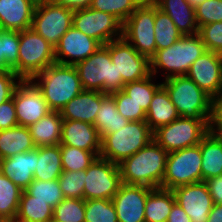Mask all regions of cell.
<instances>
[{
  "mask_svg": "<svg viewBox=\"0 0 222 222\" xmlns=\"http://www.w3.org/2000/svg\"><path fill=\"white\" fill-rule=\"evenodd\" d=\"M53 222H85V200L65 198L53 208Z\"/></svg>",
  "mask_w": 222,
  "mask_h": 222,
  "instance_id": "74e56055",
  "label": "cell"
},
{
  "mask_svg": "<svg viewBox=\"0 0 222 222\" xmlns=\"http://www.w3.org/2000/svg\"><path fill=\"white\" fill-rule=\"evenodd\" d=\"M208 123L209 132L222 134V92L211 98V114Z\"/></svg>",
  "mask_w": 222,
  "mask_h": 222,
  "instance_id": "7dc6e473",
  "label": "cell"
},
{
  "mask_svg": "<svg viewBox=\"0 0 222 222\" xmlns=\"http://www.w3.org/2000/svg\"><path fill=\"white\" fill-rule=\"evenodd\" d=\"M20 80L13 71H0V104L12 98Z\"/></svg>",
  "mask_w": 222,
  "mask_h": 222,
  "instance_id": "bcb514c9",
  "label": "cell"
},
{
  "mask_svg": "<svg viewBox=\"0 0 222 222\" xmlns=\"http://www.w3.org/2000/svg\"><path fill=\"white\" fill-rule=\"evenodd\" d=\"M0 71H13L12 68L5 62L4 56H0Z\"/></svg>",
  "mask_w": 222,
  "mask_h": 222,
  "instance_id": "db71d44e",
  "label": "cell"
},
{
  "mask_svg": "<svg viewBox=\"0 0 222 222\" xmlns=\"http://www.w3.org/2000/svg\"><path fill=\"white\" fill-rule=\"evenodd\" d=\"M209 133L206 119L179 117L153 131V140L168 153L200 144Z\"/></svg>",
  "mask_w": 222,
  "mask_h": 222,
  "instance_id": "ba28073f",
  "label": "cell"
},
{
  "mask_svg": "<svg viewBox=\"0 0 222 222\" xmlns=\"http://www.w3.org/2000/svg\"><path fill=\"white\" fill-rule=\"evenodd\" d=\"M211 98L222 92V54L205 51L186 74Z\"/></svg>",
  "mask_w": 222,
  "mask_h": 222,
  "instance_id": "2e32d148",
  "label": "cell"
},
{
  "mask_svg": "<svg viewBox=\"0 0 222 222\" xmlns=\"http://www.w3.org/2000/svg\"><path fill=\"white\" fill-rule=\"evenodd\" d=\"M154 31L156 50L168 48L183 36L169 15L161 11L156 4Z\"/></svg>",
  "mask_w": 222,
  "mask_h": 222,
  "instance_id": "836d02e7",
  "label": "cell"
},
{
  "mask_svg": "<svg viewBox=\"0 0 222 222\" xmlns=\"http://www.w3.org/2000/svg\"><path fill=\"white\" fill-rule=\"evenodd\" d=\"M83 199H112L122 185L119 166L100 156L84 175Z\"/></svg>",
  "mask_w": 222,
  "mask_h": 222,
  "instance_id": "7c38bea8",
  "label": "cell"
},
{
  "mask_svg": "<svg viewBox=\"0 0 222 222\" xmlns=\"http://www.w3.org/2000/svg\"><path fill=\"white\" fill-rule=\"evenodd\" d=\"M153 140V131L145 120L129 121L118 131L101 139L100 157L119 165Z\"/></svg>",
  "mask_w": 222,
  "mask_h": 222,
  "instance_id": "5b68a950",
  "label": "cell"
},
{
  "mask_svg": "<svg viewBox=\"0 0 222 222\" xmlns=\"http://www.w3.org/2000/svg\"><path fill=\"white\" fill-rule=\"evenodd\" d=\"M63 119L59 111H51L29 127L36 147L59 145Z\"/></svg>",
  "mask_w": 222,
  "mask_h": 222,
  "instance_id": "484cf974",
  "label": "cell"
},
{
  "mask_svg": "<svg viewBox=\"0 0 222 222\" xmlns=\"http://www.w3.org/2000/svg\"><path fill=\"white\" fill-rule=\"evenodd\" d=\"M0 222H11L9 219H0Z\"/></svg>",
  "mask_w": 222,
  "mask_h": 222,
  "instance_id": "9f6ffc18",
  "label": "cell"
},
{
  "mask_svg": "<svg viewBox=\"0 0 222 222\" xmlns=\"http://www.w3.org/2000/svg\"><path fill=\"white\" fill-rule=\"evenodd\" d=\"M85 222H118L112 200H85Z\"/></svg>",
  "mask_w": 222,
  "mask_h": 222,
  "instance_id": "ab89813d",
  "label": "cell"
},
{
  "mask_svg": "<svg viewBox=\"0 0 222 222\" xmlns=\"http://www.w3.org/2000/svg\"><path fill=\"white\" fill-rule=\"evenodd\" d=\"M84 175L86 170L62 172L58 181L65 198L83 199Z\"/></svg>",
  "mask_w": 222,
  "mask_h": 222,
  "instance_id": "b9f144b4",
  "label": "cell"
},
{
  "mask_svg": "<svg viewBox=\"0 0 222 222\" xmlns=\"http://www.w3.org/2000/svg\"><path fill=\"white\" fill-rule=\"evenodd\" d=\"M51 1L57 5L67 7L75 11L90 7L93 0H51Z\"/></svg>",
  "mask_w": 222,
  "mask_h": 222,
  "instance_id": "816d5d0a",
  "label": "cell"
},
{
  "mask_svg": "<svg viewBox=\"0 0 222 222\" xmlns=\"http://www.w3.org/2000/svg\"><path fill=\"white\" fill-rule=\"evenodd\" d=\"M168 152L154 140L118 166L122 183L160 188Z\"/></svg>",
  "mask_w": 222,
  "mask_h": 222,
  "instance_id": "6da1fadb",
  "label": "cell"
},
{
  "mask_svg": "<svg viewBox=\"0 0 222 222\" xmlns=\"http://www.w3.org/2000/svg\"><path fill=\"white\" fill-rule=\"evenodd\" d=\"M100 46L101 44L97 40L72 26L55 46V62L75 65L94 54ZM65 57L72 60H66Z\"/></svg>",
  "mask_w": 222,
  "mask_h": 222,
  "instance_id": "d6986e66",
  "label": "cell"
},
{
  "mask_svg": "<svg viewBox=\"0 0 222 222\" xmlns=\"http://www.w3.org/2000/svg\"><path fill=\"white\" fill-rule=\"evenodd\" d=\"M143 0H93L91 8L112 14L124 23Z\"/></svg>",
  "mask_w": 222,
  "mask_h": 222,
  "instance_id": "f35d334b",
  "label": "cell"
},
{
  "mask_svg": "<svg viewBox=\"0 0 222 222\" xmlns=\"http://www.w3.org/2000/svg\"><path fill=\"white\" fill-rule=\"evenodd\" d=\"M60 145L101 152V137L93 124L78 120H63Z\"/></svg>",
  "mask_w": 222,
  "mask_h": 222,
  "instance_id": "ffe728a7",
  "label": "cell"
},
{
  "mask_svg": "<svg viewBox=\"0 0 222 222\" xmlns=\"http://www.w3.org/2000/svg\"><path fill=\"white\" fill-rule=\"evenodd\" d=\"M18 126L13 97L0 104V131Z\"/></svg>",
  "mask_w": 222,
  "mask_h": 222,
  "instance_id": "c3c4849f",
  "label": "cell"
},
{
  "mask_svg": "<svg viewBox=\"0 0 222 222\" xmlns=\"http://www.w3.org/2000/svg\"><path fill=\"white\" fill-rule=\"evenodd\" d=\"M195 18L198 28L206 24L222 22V0H205L195 8Z\"/></svg>",
  "mask_w": 222,
  "mask_h": 222,
  "instance_id": "ee69618b",
  "label": "cell"
},
{
  "mask_svg": "<svg viewBox=\"0 0 222 222\" xmlns=\"http://www.w3.org/2000/svg\"><path fill=\"white\" fill-rule=\"evenodd\" d=\"M152 77L153 75L150 74L144 79L126 83L122 89V91L140 105L145 112L149 109L153 95L162 86V83H152Z\"/></svg>",
  "mask_w": 222,
  "mask_h": 222,
  "instance_id": "d590c367",
  "label": "cell"
},
{
  "mask_svg": "<svg viewBox=\"0 0 222 222\" xmlns=\"http://www.w3.org/2000/svg\"><path fill=\"white\" fill-rule=\"evenodd\" d=\"M166 222H191V219L183 208L175 202Z\"/></svg>",
  "mask_w": 222,
  "mask_h": 222,
  "instance_id": "f907efd6",
  "label": "cell"
},
{
  "mask_svg": "<svg viewBox=\"0 0 222 222\" xmlns=\"http://www.w3.org/2000/svg\"><path fill=\"white\" fill-rule=\"evenodd\" d=\"M83 90L100 91L112 94L123 89L125 83L118 76L115 63H112L109 49L101 45L87 59L74 65Z\"/></svg>",
  "mask_w": 222,
  "mask_h": 222,
  "instance_id": "277c9868",
  "label": "cell"
},
{
  "mask_svg": "<svg viewBox=\"0 0 222 222\" xmlns=\"http://www.w3.org/2000/svg\"><path fill=\"white\" fill-rule=\"evenodd\" d=\"M53 208L45 201L34 200L25 190L22 191L17 210L16 221L19 222H51Z\"/></svg>",
  "mask_w": 222,
  "mask_h": 222,
  "instance_id": "1f68e13d",
  "label": "cell"
},
{
  "mask_svg": "<svg viewBox=\"0 0 222 222\" xmlns=\"http://www.w3.org/2000/svg\"><path fill=\"white\" fill-rule=\"evenodd\" d=\"M38 0H0V29L23 31L32 27Z\"/></svg>",
  "mask_w": 222,
  "mask_h": 222,
  "instance_id": "44dd1931",
  "label": "cell"
},
{
  "mask_svg": "<svg viewBox=\"0 0 222 222\" xmlns=\"http://www.w3.org/2000/svg\"><path fill=\"white\" fill-rule=\"evenodd\" d=\"M73 14V10L51 0H38L31 28L55 47L72 27Z\"/></svg>",
  "mask_w": 222,
  "mask_h": 222,
  "instance_id": "8fae6325",
  "label": "cell"
},
{
  "mask_svg": "<svg viewBox=\"0 0 222 222\" xmlns=\"http://www.w3.org/2000/svg\"><path fill=\"white\" fill-rule=\"evenodd\" d=\"M175 202L172 190L152 188L145 203V222H166Z\"/></svg>",
  "mask_w": 222,
  "mask_h": 222,
  "instance_id": "f546056e",
  "label": "cell"
},
{
  "mask_svg": "<svg viewBox=\"0 0 222 222\" xmlns=\"http://www.w3.org/2000/svg\"><path fill=\"white\" fill-rule=\"evenodd\" d=\"M31 80L42 91V95L52 111L60 112L70 100L83 90L74 65L55 62Z\"/></svg>",
  "mask_w": 222,
  "mask_h": 222,
  "instance_id": "7a4b0ae2",
  "label": "cell"
},
{
  "mask_svg": "<svg viewBox=\"0 0 222 222\" xmlns=\"http://www.w3.org/2000/svg\"><path fill=\"white\" fill-rule=\"evenodd\" d=\"M172 192L175 201L190 217L191 222H208L214 203L205 181L180 186Z\"/></svg>",
  "mask_w": 222,
  "mask_h": 222,
  "instance_id": "e0dca14e",
  "label": "cell"
},
{
  "mask_svg": "<svg viewBox=\"0 0 222 222\" xmlns=\"http://www.w3.org/2000/svg\"><path fill=\"white\" fill-rule=\"evenodd\" d=\"M127 123H129V120L118 112L114 98L110 94H106L101 100L100 109L94 122L101 139L106 134L118 131Z\"/></svg>",
  "mask_w": 222,
  "mask_h": 222,
  "instance_id": "4dcf8cb0",
  "label": "cell"
},
{
  "mask_svg": "<svg viewBox=\"0 0 222 222\" xmlns=\"http://www.w3.org/2000/svg\"><path fill=\"white\" fill-rule=\"evenodd\" d=\"M198 34L206 50L222 54V22H214L201 26Z\"/></svg>",
  "mask_w": 222,
  "mask_h": 222,
  "instance_id": "f6af8a7d",
  "label": "cell"
},
{
  "mask_svg": "<svg viewBox=\"0 0 222 222\" xmlns=\"http://www.w3.org/2000/svg\"><path fill=\"white\" fill-rule=\"evenodd\" d=\"M208 222H222V204H214L209 213Z\"/></svg>",
  "mask_w": 222,
  "mask_h": 222,
  "instance_id": "f5cc1de1",
  "label": "cell"
},
{
  "mask_svg": "<svg viewBox=\"0 0 222 222\" xmlns=\"http://www.w3.org/2000/svg\"><path fill=\"white\" fill-rule=\"evenodd\" d=\"M201 142L198 145L169 152L160 188L173 190L177 187L202 181Z\"/></svg>",
  "mask_w": 222,
  "mask_h": 222,
  "instance_id": "9c48e42d",
  "label": "cell"
},
{
  "mask_svg": "<svg viewBox=\"0 0 222 222\" xmlns=\"http://www.w3.org/2000/svg\"><path fill=\"white\" fill-rule=\"evenodd\" d=\"M35 148L29 127L18 125L0 131V160Z\"/></svg>",
  "mask_w": 222,
  "mask_h": 222,
  "instance_id": "83f0119b",
  "label": "cell"
},
{
  "mask_svg": "<svg viewBox=\"0 0 222 222\" xmlns=\"http://www.w3.org/2000/svg\"><path fill=\"white\" fill-rule=\"evenodd\" d=\"M180 115L176 106L171 102L167 90L161 86L153 95L149 109L146 112V123L152 131L160 126L170 124Z\"/></svg>",
  "mask_w": 222,
  "mask_h": 222,
  "instance_id": "d4e9b609",
  "label": "cell"
},
{
  "mask_svg": "<svg viewBox=\"0 0 222 222\" xmlns=\"http://www.w3.org/2000/svg\"><path fill=\"white\" fill-rule=\"evenodd\" d=\"M205 51L207 50L198 33L184 35L168 48L156 50L150 58L151 74L154 76L159 72L158 69H164L165 79L186 75L194 61Z\"/></svg>",
  "mask_w": 222,
  "mask_h": 222,
  "instance_id": "3957f363",
  "label": "cell"
},
{
  "mask_svg": "<svg viewBox=\"0 0 222 222\" xmlns=\"http://www.w3.org/2000/svg\"><path fill=\"white\" fill-rule=\"evenodd\" d=\"M18 77L31 80L55 63V47L34 29L19 31Z\"/></svg>",
  "mask_w": 222,
  "mask_h": 222,
  "instance_id": "52a82bcc",
  "label": "cell"
},
{
  "mask_svg": "<svg viewBox=\"0 0 222 222\" xmlns=\"http://www.w3.org/2000/svg\"><path fill=\"white\" fill-rule=\"evenodd\" d=\"M72 26L101 45L123 36V23L112 14L91 7L75 10Z\"/></svg>",
  "mask_w": 222,
  "mask_h": 222,
  "instance_id": "4fadbf2b",
  "label": "cell"
},
{
  "mask_svg": "<svg viewBox=\"0 0 222 222\" xmlns=\"http://www.w3.org/2000/svg\"><path fill=\"white\" fill-rule=\"evenodd\" d=\"M154 21L155 3L152 0H143L123 23L122 37L149 59L156 53Z\"/></svg>",
  "mask_w": 222,
  "mask_h": 222,
  "instance_id": "30bf717a",
  "label": "cell"
},
{
  "mask_svg": "<svg viewBox=\"0 0 222 222\" xmlns=\"http://www.w3.org/2000/svg\"><path fill=\"white\" fill-rule=\"evenodd\" d=\"M10 178L0 172V219L15 220L22 194Z\"/></svg>",
  "mask_w": 222,
  "mask_h": 222,
  "instance_id": "d6a6232c",
  "label": "cell"
},
{
  "mask_svg": "<svg viewBox=\"0 0 222 222\" xmlns=\"http://www.w3.org/2000/svg\"><path fill=\"white\" fill-rule=\"evenodd\" d=\"M62 172L60 144L36 147L35 180H55L60 177Z\"/></svg>",
  "mask_w": 222,
  "mask_h": 222,
  "instance_id": "f1b7e54d",
  "label": "cell"
},
{
  "mask_svg": "<svg viewBox=\"0 0 222 222\" xmlns=\"http://www.w3.org/2000/svg\"><path fill=\"white\" fill-rule=\"evenodd\" d=\"M214 204H222V175L205 181Z\"/></svg>",
  "mask_w": 222,
  "mask_h": 222,
  "instance_id": "681fc988",
  "label": "cell"
},
{
  "mask_svg": "<svg viewBox=\"0 0 222 222\" xmlns=\"http://www.w3.org/2000/svg\"><path fill=\"white\" fill-rule=\"evenodd\" d=\"M63 171L86 170L100 155V152H90L69 145H60Z\"/></svg>",
  "mask_w": 222,
  "mask_h": 222,
  "instance_id": "e575fe53",
  "label": "cell"
},
{
  "mask_svg": "<svg viewBox=\"0 0 222 222\" xmlns=\"http://www.w3.org/2000/svg\"><path fill=\"white\" fill-rule=\"evenodd\" d=\"M162 86L182 118L206 119L211 114V97L187 75L165 79Z\"/></svg>",
  "mask_w": 222,
  "mask_h": 222,
  "instance_id": "8992f818",
  "label": "cell"
},
{
  "mask_svg": "<svg viewBox=\"0 0 222 222\" xmlns=\"http://www.w3.org/2000/svg\"><path fill=\"white\" fill-rule=\"evenodd\" d=\"M19 31L0 29V56L18 76Z\"/></svg>",
  "mask_w": 222,
  "mask_h": 222,
  "instance_id": "60d3db41",
  "label": "cell"
},
{
  "mask_svg": "<svg viewBox=\"0 0 222 222\" xmlns=\"http://www.w3.org/2000/svg\"><path fill=\"white\" fill-rule=\"evenodd\" d=\"M194 9L202 4L205 0H186Z\"/></svg>",
  "mask_w": 222,
  "mask_h": 222,
  "instance_id": "11a10c76",
  "label": "cell"
},
{
  "mask_svg": "<svg viewBox=\"0 0 222 222\" xmlns=\"http://www.w3.org/2000/svg\"><path fill=\"white\" fill-rule=\"evenodd\" d=\"M36 148L0 160V172L10 178L23 191L34 180Z\"/></svg>",
  "mask_w": 222,
  "mask_h": 222,
  "instance_id": "603a6c76",
  "label": "cell"
},
{
  "mask_svg": "<svg viewBox=\"0 0 222 222\" xmlns=\"http://www.w3.org/2000/svg\"><path fill=\"white\" fill-rule=\"evenodd\" d=\"M202 181L222 175V137L209 132L201 140Z\"/></svg>",
  "mask_w": 222,
  "mask_h": 222,
  "instance_id": "4316f807",
  "label": "cell"
},
{
  "mask_svg": "<svg viewBox=\"0 0 222 222\" xmlns=\"http://www.w3.org/2000/svg\"><path fill=\"white\" fill-rule=\"evenodd\" d=\"M12 97L20 126L30 127L52 111L32 80H20Z\"/></svg>",
  "mask_w": 222,
  "mask_h": 222,
  "instance_id": "9a60e30c",
  "label": "cell"
},
{
  "mask_svg": "<svg viewBox=\"0 0 222 222\" xmlns=\"http://www.w3.org/2000/svg\"><path fill=\"white\" fill-rule=\"evenodd\" d=\"M156 6L168 14L178 31L184 35H195L199 28L195 9L186 0H152Z\"/></svg>",
  "mask_w": 222,
  "mask_h": 222,
  "instance_id": "cb8c5ba5",
  "label": "cell"
},
{
  "mask_svg": "<svg viewBox=\"0 0 222 222\" xmlns=\"http://www.w3.org/2000/svg\"><path fill=\"white\" fill-rule=\"evenodd\" d=\"M110 95L114 98L118 112L124 118L128 119L130 122L146 119V112L144 109L122 90Z\"/></svg>",
  "mask_w": 222,
  "mask_h": 222,
  "instance_id": "7bdbcfd3",
  "label": "cell"
},
{
  "mask_svg": "<svg viewBox=\"0 0 222 222\" xmlns=\"http://www.w3.org/2000/svg\"><path fill=\"white\" fill-rule=\"evenodd\" d=\"M105 95L100 91L82 90L60 110L62 119L78 120L94 125L101 100Z\"/></svg>",
  "mask_w": 222,
  "mask_h": 222,
  "instance_id": "7402d4cb",
  "label": "cell"
},
{
  "mask_svg": "<svg viewBox=\"0 0 222 222\" xmlns=\"http://www.w3.org/2000/svg\"><path fill=\"white\" fill-rule=\"evenodd\" d=\"M152 188L122 183L111 199L118 222H145V203Z\"/></svg>",
  "mask_w": 222,
  "mask_h": 222,
  "instance_id": "ac0fdd59",
  "label": "cell"
},
{
  "mask_svg": "<svg viewBox=\"0 0 222 222\" xmlns=\"http://www.w3.org/2000/svg\"><path fill=\"white\" fill-rule=\"evenodd\" d=\"M109 49L112 63H115L118 76H122L123 82L129 83L148 77L150 71V59L140 54L123 37L105 44Z\"/></svg>",
  "mask_w": 222,
  "mask_h": 222,
  "instance_id": "5bb4252c",
  "label": "cell"
},
{
  "mask_svg": "<svg viewBox=\"0 0 222 222\" xmlns=\"http://www.w3.org/2000/svg\"><path fill=\"white\" fill-rule=\"evenodd\" d=\"M25 191L29 195L33 196L34 200L45 201L52 208L65 199L58 179L51 181H40L34 179Z\"/></svg>",
  "mask_w": 222,
  "mask_h": 222,
  "instance_id": "8d00e7d4",
  "label": "cell"
}]
</instances>
